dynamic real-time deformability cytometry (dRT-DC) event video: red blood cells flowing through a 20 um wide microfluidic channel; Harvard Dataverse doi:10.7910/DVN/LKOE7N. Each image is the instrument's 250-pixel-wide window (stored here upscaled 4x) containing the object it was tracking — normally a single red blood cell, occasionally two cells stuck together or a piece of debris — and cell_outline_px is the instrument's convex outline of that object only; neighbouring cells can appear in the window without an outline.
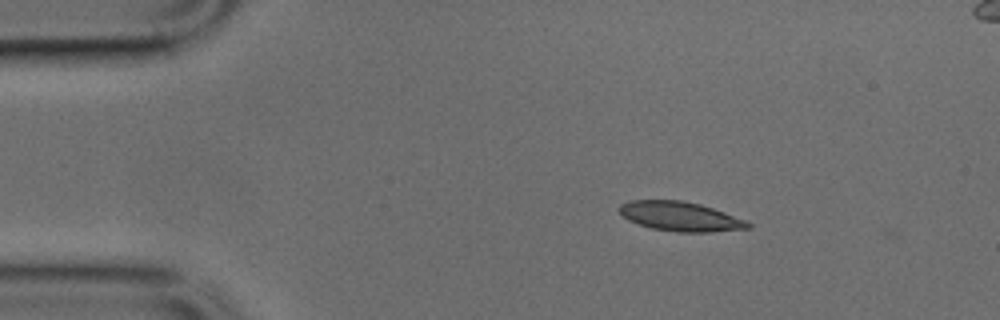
{"species": "common noctule bat (a hibernating species)", "species_latin": "Nyctalus noctula", "temperature_condition": "cold", "stored_images_in_passage": 43, "camera_frame_rate_fps": 3000, "um_per_image_px": 0.085, "animal": {"sex": "male", "body_mass_g": 17.9, "forearm_length_mm": 54.2}, "frame": {"image": 1, "passage_image": 1, "time_ms": 0.0, "image_size_px": [1000, 320], "cell_outline_px": [[752, 228], [708, 232], [676, 232], [652, 228], [628, 220], [620, 216], [616, 208], [620, 204], [628, 200], [680, 200], [700, 204], [724, 212], [744, 220], [752, 224]], "centroid_in_image_um": [57.76, 18.39], "position_along_channel_um": 27.2, "area_um2": 22.14}}
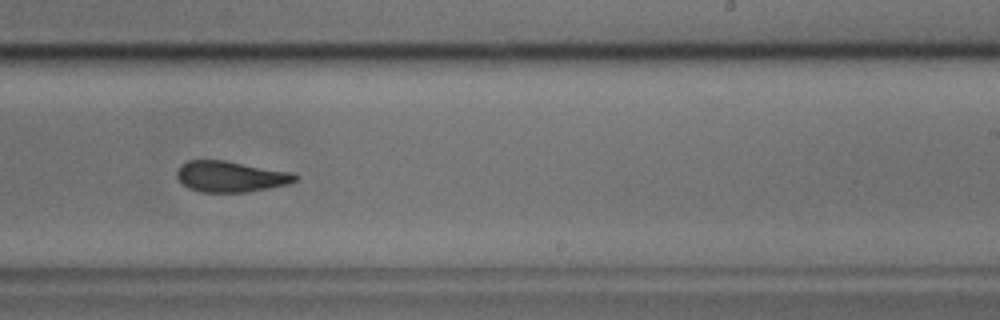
{"frame": {"image": 2, "passage_image": 23, "time_ms": 7.333, "image_size_px": [1000, 320], "cell_outline_px": [[296, 180], [288, 184], [248, 192], [200, 192], [188, 188], [176, 176], [176, 172], [180, 164], [188, 160], [224, 160], [292, 172], [296, 176]], "centroid_in_image_um": [19.57, 15.0], "position_along_channel_um": 269.4, "area_um2": 21.27}}
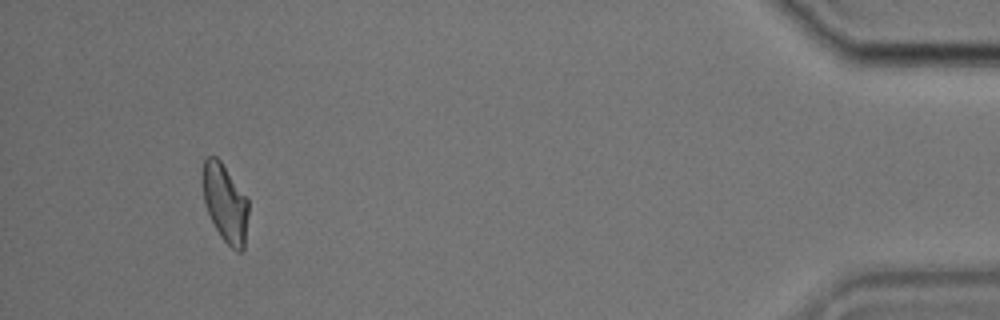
{"frame": {"image": 3, "passage_image": 39, "time_ms": 12.667, "image_size_px": [1000, 320], "cell_outline_px": [[248, 212], [244, 252], [236, 252], [220, 236], [208, 212], [204, 200], [200, 180], [204, 160], [208, 156], [216, 156], [220, 160], [248, 200]], "centroid_in_image_um": [19.12, 17.26], "position_along_channel_um": 416.1, "area_um2": 20.87}}